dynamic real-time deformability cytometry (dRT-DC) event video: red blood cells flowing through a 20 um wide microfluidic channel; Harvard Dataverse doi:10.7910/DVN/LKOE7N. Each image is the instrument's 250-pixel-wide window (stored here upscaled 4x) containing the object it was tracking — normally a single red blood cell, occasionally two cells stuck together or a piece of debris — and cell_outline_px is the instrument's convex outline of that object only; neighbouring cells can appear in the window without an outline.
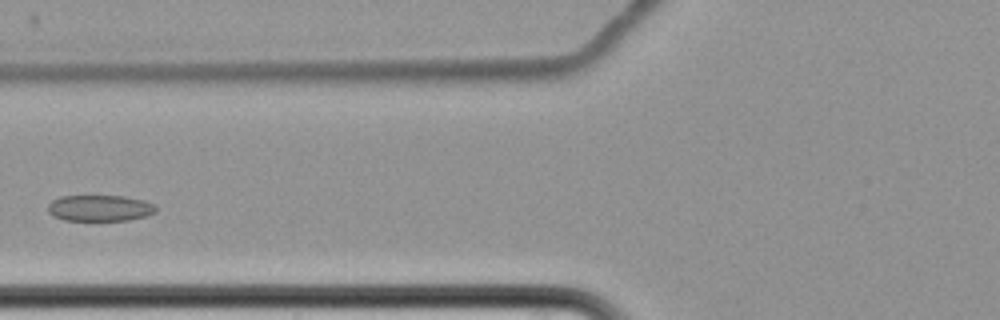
{"species": "common noctule bat (a hibernating species)", "species_latin": "Nyctalus noctula", "temperature_condition": "cold", "stored_images_in_passage": 4, "camera_frame_rate_fps": 3000, "um_per_image_px": 0.085, "animal": {"sex": "female", "body_mass_g": 22.7, "forearm_length_mm": 54.2}, "frame": {"image": 1, "passage_image": 4, "time_ms": 3.667, "image_size_px": [1000, 320], "cell_outline_px": [[156, 212], [144, 216], [128, 220], [64, 220], [52, 216], [48, 212], [48, 204], [52, 200], [60, 196], [124, 196], [144, 200], [152, 204], [156, 208]], "centroid_in_image_um": [8.44, 17.68], "position_along_channel_um": 117.4, "area_um2": 16.42}}